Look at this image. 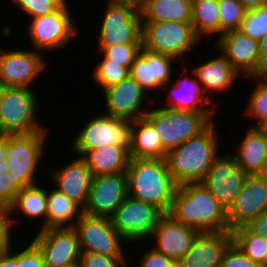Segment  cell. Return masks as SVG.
<instances>
[{"mask_svg":"<svg viewBox=\"0 0 267 267\" xmlns=\"http://www.w3.org/2000/svg\"><path fill=\"white\" fill-rule=\"evenodd\" d=\"M16 7L33 18H38L64 7L66 0H11Z\"/></svg>","mask_w":267,"mask_h":267,"instance_id":"obj_39","label":"cell"},{"mask_svg":"<svg viewBox=\"0 0 267 267\" xmlns=\"http://www.w3.org/2000/svg\"><path fill=\"white\" fill-rule=\"evenodd\" d=\"M267 210V178L264 175H248L243 188L227 209L229 230L246 226Z\"/></svg>","mask_w":267,"mask_h":267,"instance_id":"obj_16","label":"cell"},{"mask_svg":"<svg viewBox=\"0 0 267 267\" xmlns=\"http://www.w3.org/2000/svg\"><path fill=\"white\" fill-rule=\"evenodd\" d=\"M74 228L78 235L81 252H92L109 257H126L122 244L128 242L113 227L110 218L83 213Z\"/></svg>","mask_w":267,"mask_h":267,"instance_id":"obj_11","label":"cell"},{"mask_svg":"<svg viewBox=\"0 0 267 267\" xmlns=\"http://www.w3.org/2000/svg\"><path fill=\"white\" fill-rule=\"evenodd\" d=\"M238 151V152H237ZM238 166L248 175H264L267 170V140L249 126L243 140L232 154Z\"/></svg>","mask_w":267,"mask_h":267,"instance_id":"obj_25","label":"cell"},{"mask_svg":"<svg viewBox=\"0 0 267 267\" xmlns=\"http://www.w3.org/2000/svg\"><path fill=\"white\" fill-rule=\"evenodd\" d=\"M142 44H123L108 47H98L103 56L100 62H116L123 67L130 69L135 58L139 55Z\"/></svg>","mask_w":267,"mask_h":267,"instance_id":"obj_37","label":"cell"},{"mask_svg":"<svg viewBox=\"0 0 267 267\" xmlns=\"http://www.w3.org/2000/svg\"><path fill=\"white\" fill-rule=\"evenodd\" d=\"M82 214L83 209L61 191L47 189L46 229L75 227Z\"/></svg>","mask_w":267,"mask_h":267,"instance_id":"obj_29","label":"cell"},{"mask_svg":"<svg viewBox=\"0 0 267 267\" xmlns=\"http://www.w3.org/2000/svg\"><path fill=\"white\" fill-rule=\"evenodd\" d=\"M100 24L98 46L142 44V20L140 10L127 0H107Z\"/></svg>","mask_w":267,"mask_h":267,"instance_id":"obj_7","label":"cell"},{"mask_svg":"<svg viewBox=\"0 0 267 267\" xmlns=\"http://www.w3.org/2000/svg\"><path fill=\"white\" fill-rule=\"evenodd\" d=\"M32 241L42 252L46 267H64L80 260L81 250L74 227L39 230Z\"/></svg>","mask_w":267,"mask_h":267,"instance_id":"obj_15","label":"cell"},{"mask_svg":"<svg viewBox=\"0 0 267 267\" xmlns=\"http://www.w3.org/2000/svg\"><path fill=\"white\" fill-rule=\"evenodd\" d=\"M144 117L153 125L161 141L162 147L168 152L174 149V131L170 116L160 107L148 109Z\"/></svg>","mask_w":267,"mask_h":267,"instance_id":"obj_34","label":"cell"},{"mask_svg":"<svg viewBox=\"0 0 267 267\" xmlns=\"http://www.w3.org/2000/svg\"><path fill=\"white\" fill-rule=\"evenodd\" d=\"M103 95L107 109L105 114L107 115L134 121L144 117L148 111L143 110L145 108L144 101L148 96L130 76L105 89Z\"/></svg>","mask_w":267,"mask_h":267,"instance_id":"obj_20","label":"cell"},{"mask_svg":"<svg viewBox=\"0 0 267 267\" xmlns=\"http://www.w3.org/2000/svg\"><path fill=\"white\" fill-rule=\"evenodd\" d=\"M248 177L231 153L220 155L201 181L226 209L236 199Z\"/></svg>","mask_w":267,"mask_h":267,"instance_id":"obj_13","label":"cell"},{"mask_svg":"<svg viewBox=\"0 0 267 267\" xmlns=\"http://www.w3.org/2000/svg\"><path fill=\"white\" fill-rule=\"evenodd\" d=\"M260 47V66L267 63V33L259 41Z\"/></svg>","mask_w":267,"mask_h":267,"instance_id":"obj_50","label":"cell"},{"mask_svg":"<svg viewBox=\"0 0 267 267\" xmlns=\"http://www.w3.org/2000/svg\"><path fill=\"white\" fill-rule=\"evenodd\" d=\"M60 168L55 171L51 170L49 173L55 182V188L83 209L93 178L90 168L85 160L79 156Z\"/></svg>","mask_w":267,"mask_h":267,"instance_id":"obj_23","label":"cell"},{"mask_svg":"<svg viewBox=\"0 0 267 267\" xmlns=\"http://www.w3.org/2000/svg\"><path fill=\"white\" fill-rule=\"evenodd\" d=\"M239 31L252 39L260 41L267 33V4L248 10Z\"/></svg>","mask_w":267,"mask_h":267,"instance_id":"obj_38","label":"cell"},{"mask_svg":"<svg viewBox=\"0 0 267 267\" xmlns=\"http://www.w3.org/2000/svg\"><path fill=\"white\" fill-rule=\"evenodd\" d=\"M216 44L240 76L253 78L258 73L260 69L258 40L252 39L239 30H232L223 33Z\"/></svg>","mask_w":267,"mask_h":267,"instance_id":"obj_17","label":"cell"},{"mask_svg":"<svg viewBox=\"0 0 267 267\" xmlns=\"http://www.w3.org/2000/svg\"><path fill=\"white\" fill-rule=\"evenodd\" d=\"M174 61L177 60L171 56L142 47L129 69V76L141 86L145 93L149 90H164L163 86L172 80Z\"/></svg>","mask_w":267,"mask_h":267,"instance_id":"obj_18","label":"cell"},{"mask_svg":"<svg viewBox=\"0 0 267 267\" xmlns=\"http://www.w3.org/2000/svg\"><path fill=\"white\" fill-rule=\"evenodd\" d=\"M7 170L6 135L0 134V174Z\"/></svg>","mask_w":267,"mask_h":267,"instance_id":"obj_49","label":"cell"},{"mask_svg":"<svg viewBox=\"0 0 267 267\" xmlns=\"http://www.w3.org/2000/svg\"><path fill=\"white\" fill-rule=\"evenodd\" d=\"M233 243L231 231L200 233L177 267H220L227 248Z\"/></svg>","mask_w":267,"mask_h":267,"instance_id":"obj_22","label":"cell"},{"mask_svg":"<svg viewBox=\"0 0 267 267\" xmlns=\"http://www.w3.org/2000/svg\"><path fill=\"white\" fill-rule=\"evenodd\" d=\"M34 91L28 87H0L1 134H30L47 129L35 118L38 98Z\"/></svg>","mask_w":267,"mask_h":267,"instance_id":"obj_6","label":"cell"},{"mask_svg":"<svg viewBox=\"0 0 267 267\" xmlns=\"http://www.w3.org/2000/svg\"><path fill=\"white\" fill-rule=\"evenodd\" d=\"M254 78H255V81L257 80L262 85L267 87V63L262 64L260 66L258 73L253 78H249V79H254Z\"/></svg>","mask_w":267,"mask_h":267,"instance_id":"obj_52","label":"cell"},{"mask_svg":"<svg viewBox=\"0 0 267 267\" xmlns=\"http://www.w3.org/2000/svg\"><path fill=\"white\" fill-rule=\"evenodd\" d=\"M12 231L8 210L0 208V256L4 255L12 245Z\"/></svg>","mask_w":267,"mask_h":267,"instance_id":"obj_46","label":"cell"},{"mask_svg":"<svg viewBox=\"0 0 267 267\" xmlns=\"http://www.w3.org/2000/svg\"><path fill=\"white\" fill-rule=\"evenodd\" d=\"M256 129L262 134V136L267 140V119L263 120Z\"/></svg>","mask_w":267,"mask_h":267,"instance_id":"obj_53","label":"cell"},{"mask_svg":"<svg viewBox=\"0 0 267 267\" xmlns=\"http://www.w3.org/2000/svg\"><path fill=\"white\" fill-rule=\"evenodd\" d=\"M193 67L191 70L200 82L205 95L216 91L218 93L225 92L227 89L229 91L237 77L240 76L222 53L218 57Z\"/></svg>","mask_w":267,"mask_h":267,"instance_id":"obj_24","label":"cell"},{"mask_svg":"<svg viewBox=\"0 0 267 267\" xmlns=\"http://www.w3.org/2000/svg\"><path fill=\"white\" fill-rule=\"evenodd\" d=\"M195 34L201 39L209 34L221 36V21L216 0H192V21ZM205 35V36H204Z\"/></svg>","mask_w":267,"mask_h":267,"instance_id":"obj_32","label":"cell"},{"mask_svg":"<svg viewBox=\"0 0 267 267\" xmlns=\"http://www.w3.org/2000/svg\"><path fill=\"white\" fill-rule=\"evenodd\" d=\"M150 248L140 258L139 267H177L174 259L157 252L152 246Z\"/></svg>","mask_w":267,"mask_h":267,"instance_id":"obj_45","label":"cell"},{"mask_svg":"<svg viewBox=\"0 0 267 267\" xmlns=\"http://www.w3.org/2000/svg\"><path fill=\"white\" fill-rule=\"evenodd\" d=\"M127 196L126 173L94 176L83 213L110 218Z\"/></svg>","mask_w":267,"mask_h":267,"instance_id":"obj_14","label":"cell"},{"mask_svg":"<svg viewBox=\"0 0 267 267\" xmlns=\"http://www.w3.org/2000/svg\"><path fill=\"white\" fill-rule=\"evenodd\" d=\"M244 8L248 10L259 8L260 6L266 5L267 0H239Z\"/></svg>","mask_w":267,"mask_h":267,"instance_id":"obj_51","label":"cell"},{"mask_svg":"<svg viewBox=\"0 0 267 267\" xmlns=\"http://www.w3.org/2000/svg\"><path fill=\"white\" fill-rule=\"evenodd\" d=\"M142 47L181 60L200 38L191 22L142 21Z\"/></svg>","mask_w":267,"mask_h":267,"instance_id":"obj_5","label":"cell"},{"mask_svg":"<svg viewBox=\"0 0 267 267\" xmlns=\"http://www.w3.org/2000/svg\"><path fill=\"white\" fill-rule=\"evenodd\" d=\"M21 188L8 172L0 174V208L7 209L15 200Z\"/></svg>","mask_w":267,"mask_h":267,"instance_id":"obj_42","label":"cell"},{"mask_svg":"<svg viewBox=\"0 0 267 267\" xmlns=\"http://www.w3.org/2000/svg\"><path fill=\"white\" fill-rule=\"evenodd\" d=\"M127 257H109L92 252H81L82 267H128Z\"/></svg>","mask_w":267,"mask_h":267,"instance_id":"obj_41","label":"cell"},{"mask_svg":"<svg viewBox=\"0 0 267 267\" xmlns=\"http://www.w3.org/2000/svg\"><path fill=\"white\" fill-rule=\"evenodd\" d=\"M10 222L12 224H17V220L13 217L24 214L25 217L31 218L32 220H37L42 218L41 229H46V215H47V187L42 188L39 183L21 188L17 193L14 202L7 208ZM18 211V212H16ZM15 222V223H14Z\"/></svg>","mask_w":267,"mask_h":267,"instance_id":"obj_27","label":"cell"},{"mask_svg":"<svg viewBox=\"0 0 267 267\" xmlns=\"http://www.w3.org/2000/svg\"><path fill=\"white\" fill-rule=\"evenodd\" d=\"M248 107L244 114L254 117L257 120V125L252 126L256 128L263 120L267 119V87L260 82L256 83V88L251 91L248 99Z\"/></svg>","mask_w":267,"mask_h":267,"instance_id":"obj_40","label":"cell"},{"mask_svg":"<svg viewBox=\"0 0 267 267\" xmlns=\"http://www.w3.org/2000/svg\"><path fill=\"white\" fill-rule=\"evenodd\" d=\"M92 77L95 82L100 84L102 90L120 83L122 80L127 78L130 74L129 68L123 67L116 62H100L97 63Z\"/></svg>","mask_w":267,"mask_h":267,"instance_id":"obj_36","label":"cell"},{"mask_svg":"<svg viewBox=\"0 0 267 267\" xmlns=\"http://www.w3.org/2000/svg\"><path fill=\"white\" fill-rule=\"evenodd\" d=\"M171 118L174 131V148L202 132L214 115L162 108Z\"/></svg>","mask_w":267,"mask_h":267,"instance_id":"obj_31","label":"cell"},{"mask_svg":"<svg viewBox=\"0 0 267 267\" xmlns=\"http://www.w3.org/2000/svg\"><path fill=\"white\" fill-rule=\"evenodd\" d=\"M200 232L190 226L175 221L169 214H164L153 229L150 240L153 248L174 259L176 262L191 248Z\"/></svg>","mask_w":267,"mask_h":267,"instance_id":"obj_19","label":"cell"},{"mask_svg":"<svg viewBox=\"0 0 267 267\" xmlns=\"http://www.w3.org/2000/svg\"><path fill=\"white\" fill-rule=\"evenodd\" d=\"M166 152L155 128L145 117L132 121L130 158L164 159Z\"/></svg>","mask_w":267,"mask_h":267,"instance_id":"obj_28","label":"cell"},{"mask_svg":"<svg viewBox=\"0 0 267 267\" xmlns=\"http://www.w3.org/2000/svg\"><path fill=\"white\" fill-rule=\"evenodd\" d=\"M126 176L129 196L168 214L177 185L165 159L131 158Z\"/></svg>","mask_w":267,"mask_h":267,"instance_id":"obj_3","label":"cell"},{"mask_svg":"<svg viewBox=\"0 0 267 267\" xmlns=\"http://www.w3.org/2000/svg\"><path fill=\"white\" fill-rule=\"evenodd\" d=\"M218 11L221 21V35L232 30H239L247 12L239 0H219Z\"/></svg>","mask_w":267,"mask_h":267,"instance_id":"obj_35","label":"cell"},{"mask_svg":"<svg viewBox=\"0 0 267 267\" xmlns=\"http://www.w3.org/2000/svg\"><path fill=\"white\" fill-rule=\"evenodd\" d=\"M142 21H192V0H150L140 9Z\"/></svg>","mask_w":267,"mask_h":267,"instance_id":"obj_30","label":"cell"},{"mask_svg":"<svg viewBox=\"0 0 267 267\" xmlns=\"http://www.w3.org/2000/svg\"><path fill=\"white\" fill-rule=\"evenodd\" d=\"M68 6L66 4L53 13L30 19L26 33L35 51L44 53L43 51L54 50L55 52L73 41L78 27L75 25V19L70 14L71 10Z\"/></svg>","mask_w":267,"mask_h":267,"instance_id":"obj_9","label":"cell"},{"mask_svg":"<svg viewBox=\"0 0 267 267\" xmlns=\"http://www.w3.org/2000/svg\"><path fill=\"white\" fill-rule=\"evenodd\" d=\"M127 1L130 2L134 7L138 8L140 10L150 0H127Z\"/></svg>","mask_w":267,"mask_h":267,"instance_id":"obj_54","label":"cell"},{"mask_svg":"<svg viewBox=\"0 0 267 267\" xmlns=\"http://www.w3.org/2000/svg\"><path fill=\"white\" fill-rule=\"evenodd\" d=\"M48 129L30 134L6 135L7 170L20 188L37 184L39 164L46 151ZM36 174V175H35Z\"/></svg>","mask_w":267,"mask_h":267,"instance_id":"obj_4","label":"cell"},{"mask_svg":"<svg viewBox=\"0 0 267 267\" xmlns=\"http://www.w3.org/2000/svg\"><path fill=\"white\" fill-rule=\"evenodd\" d=\"M168 214L200 233L230 231L227 209L202 182L177 186Z\"/></svg>","mask_w":267,"mask_h":267,"instance_id":"obj_1","label":"cell"},{"mask_svg":"<svg viewBox=\"0 0 267 267\" xmlns=\"http://www.w3.org/2000/svg\"><path fill=\"white\" fill-rule=\"evenodd\" d=\"M1 48V47H0ZM44 55L32 50H0V87H31L47 67ZM44 58V59H43Z\"/></svg>","mask_w":267,"mask_h":267,"instance_id":"obj_12","label":"cell"},{"mask_svg":"<svg viewBox=\"0 0 267 267\" xmlns=\"http://www.w3.org/2000/svg\"><path fill=\"white\" fill-rule=\"evenodd\" d=\"M64 267H82L80 261H77L75 263H72L70 265L64 266Z\"/></svg>","mask_w":267,"mask_h":267,"instance_id":"obj_55","label":"cell"},{"mask_svg":"<svg viewBox=\"0 0 267 267\" xmlns=\"http://www.w3.org/2000/svg\"><path fill=\"white\" fill-rule=\"evenodd\" d=\"M246 227L252 233L267 239V210L251 220Z\"/></svg>","mask_w":267,"mask_h":267,"instance_id":"obj_47","label":"cell"},{"mask_svg":"<svg viewBox=\"0 0 267 267\" xmlns=\"http://www.w3.org/2000/svg\"><path fill=\"white\" fill-rule=\"evenodd\" d=\"M18 251L19 267H46L44 257L38 246L33 242Z\"/></svg>","mask_w":267,"mask_h":267,"instance_id":"obj_44","label":"cell"},{"mask_svg":"<svg viewBox=\"0 0 267 267\" xmlns=\"http://www.w3.org/2000/svg\"><path fill=\"white\" fill-rule=\"evenodd\" d=\"M1 117H2V109H1V100H0V134H1Z\"/></svg>","mask_w":267,"mask_h":267,"instance_id":"obj_56","label":"cell"},{"mask_svg":"<svg viewBox=\"0 0 267 267\" xmlns=\"http://www.w3.org/2000/svg\"><path fill=\"white\" fill-rule=\"evenodd\" d=\"M186 68V66L183 68L184 70L182 71L180 80H175L176 82L173 83L172 86H169L170 84H168V86L167 84L163 86L164 88L166 87L169 92L166 97L167 105L161 108L173 109L176 111H190L203 115H214L213 108L216 107L212 104L211 96L209 95V98L205 95L194 72L191 70V77L187 73L189 69ZM169 87H171V89ZM211 104L212 109L211 107L208 108Z\"/></svg>","mask_w":267,"mask_h":267,"instance_id":"obj_21","label":"cell"},{"mask_svg":"<svg viewBox=\"0 0 267 267\" xmlns=\"http://www.w3.org/2000/svg\"><path fill=\"white\" fill-rule=\"evenodd\" d=\"M233 242L259 267L267 264V239L252 233L246 226L234 229Z\"/></svg>","mask_w":267,"mask_h":267,"instance_id":"obj_33","label":"cell"},{"mask_svg":"<svg viewBox=\"0 0 267 267\" xmlns=\"http://www.w3.org/2000/svg\"><path fill=\"white\" fill-rule=\"evenodd\" d=\"M12 246L4 255L0 256V267H19L18 252L13 254Z\"/></svg>","mask_w":267,"mask_h":267,"instance_id":"obj_48","label":"cell"},{"mask_svg":"<svg viewBox=\"0 0 267 267\" xmlns=\"http://www.w3.org/2000/svg\"><path fill=\"white\" fill-rule=\"evenodd\" d=\"M91 170L92 176L126 173L130 162L129 148L104 145L87 152L82 157Z\"/></svg>","mask_w":267,"mask_h":267,"instance_id":"obj_26","label":"cell"},{"mask_svg":"<svg viewBox=\"0 0 267 267\" xmlns=\"http://www.w3.org/2000/svg\"><path fill=\"white\" fill-rule=\"evenodd\" d=\"M100 114L89 118L72 140V150L77 156L83 157L87 152L104 145L130 148L132 121Z\"/></svg>","mask_w":267,"mask_h":267,"instance_id":"obj_8","label":"cell"},{"mask_svg":"<svg viewBox=\"0 0 267 267\" xmlns=\"http://www.w3.org/2000/svg\"><path fill=\"white\" fill-rule=\"evenodd\" d=\"M215 121L202 132L166 152L167 169L177 186L201 182L220 156Z\"/></svg>","mask_w":267,"mask_h":267,"instance_id":"obj_2","label":"cell"},{"mask_svg":"<svg viewBox=\"0 0 267 267\" xmlns=\"http://www.w3.org/2000/svg\"><path fill=\"white\" fill-rule=\"evenodd\" d=\"M220 267H259L233 242L225 251Z\"/></svg>","mask_w":267,"mask_h":267,"instance_id":"obj_43","label":"cell"},{"mask_svg":"<svg viewBox=\"0 0 267 267\" xmlns=\"http://www.w3.org/2000/svg\"><path fill=\"white\" fill-rule=\"evenodd\" d=\"M163 215L154 205L128 195L110 219L117 232L131 243L149 239Z\"/></svg>","mask_w":267,"mask_h":267,"instance_id":"obj_10","label":"cell"}]
</instances>
